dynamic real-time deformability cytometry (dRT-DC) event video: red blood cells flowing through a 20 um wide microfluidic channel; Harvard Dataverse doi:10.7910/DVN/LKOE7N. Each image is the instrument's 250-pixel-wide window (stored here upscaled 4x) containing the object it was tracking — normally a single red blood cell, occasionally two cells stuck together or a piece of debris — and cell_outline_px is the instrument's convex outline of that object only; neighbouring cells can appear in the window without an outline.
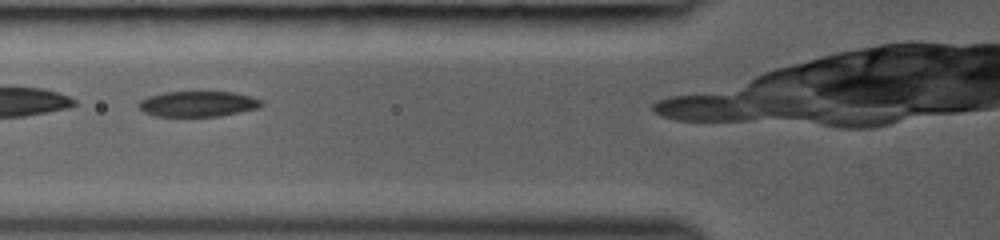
{"species": "common noctule bat (a hibernating species)", "species_latin": "Nyctalus noctula", "temperature_condition": "room temperature", "stored_images_in_passage": 7, "camera_frame_rate_fps": 3000, "um_per_image_px": 0.085, "animal": {"sex": "female", "body_mass_g": 19.0, "forearm_length_mm": 53.3}, "frame": {"image": 1, "passage_image": 5, "time_ms": 1.0, "image_size_px": [1000, 240], "cell_outline_px": [[264, 104], [260, 108], [220, 116], [152, 116], [144, 112], [140, 108], [140, 100], [148, 96], [164, 92], [232, 92], [252, 96], [260, 100]], "centroid_in_image_um": [16.85, 8.83], "position_along_channel_um": 109.0, "area_um2": 18.26}}